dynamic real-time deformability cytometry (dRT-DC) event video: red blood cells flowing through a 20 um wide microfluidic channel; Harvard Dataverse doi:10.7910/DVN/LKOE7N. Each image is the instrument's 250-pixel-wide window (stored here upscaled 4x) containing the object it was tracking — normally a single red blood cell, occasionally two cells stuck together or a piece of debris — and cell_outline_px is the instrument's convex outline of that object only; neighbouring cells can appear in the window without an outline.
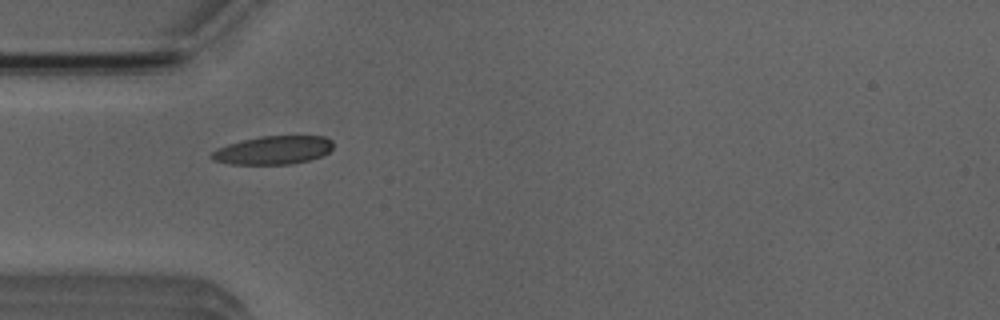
{"species": "Egyptian fruit bat (a non-hibernating species)", "species_latin": "Rousettus aegyptiacus", "temperature_condition": "room temperature", "stored_images_in_passage": 7, "camera_frame_rate_fps": 3000, "um_per_image_px": 0.085, "animal": {"sex": "male"}, "frame": {"image": 1, "passage_image": 4, "time_ms": 3.667, "image_size_px": [1000, 320], "cell_outline_px": [[332, 148], [324, 156], [308, 160], [288, 164], [232, 164], [212, 160], [208, 156], [216, 148], [228, 144], [260, 136], [324, 136], [332, 140]], "centroid_in_image_um": [23.21, 12.76], "position_along_channel_um": 61.8, "area_um2": 20.11}}
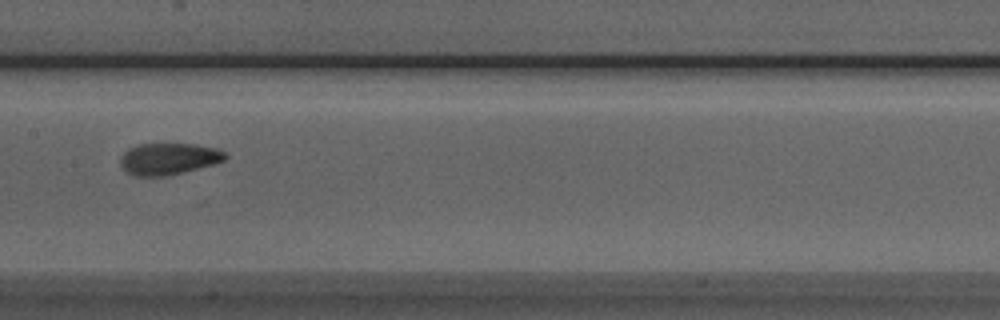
{"frame": {"image": 2, "passage_image": 7, "time_ms": 7.0, "image_size_px": [1000, 320], "cell_outline_px": [[228, 156], [224, 160], [212, 164], [164, 176], [136, 176], [128, 172], [120, 164], [120, 156], [128, 148], [136, 144], [192, 144], [216, 148], [224, 152]], "centroid_in_image_um": [14.29, 13.48], "position_along_channel_um": 193.1, "area_um2": 19.02}}